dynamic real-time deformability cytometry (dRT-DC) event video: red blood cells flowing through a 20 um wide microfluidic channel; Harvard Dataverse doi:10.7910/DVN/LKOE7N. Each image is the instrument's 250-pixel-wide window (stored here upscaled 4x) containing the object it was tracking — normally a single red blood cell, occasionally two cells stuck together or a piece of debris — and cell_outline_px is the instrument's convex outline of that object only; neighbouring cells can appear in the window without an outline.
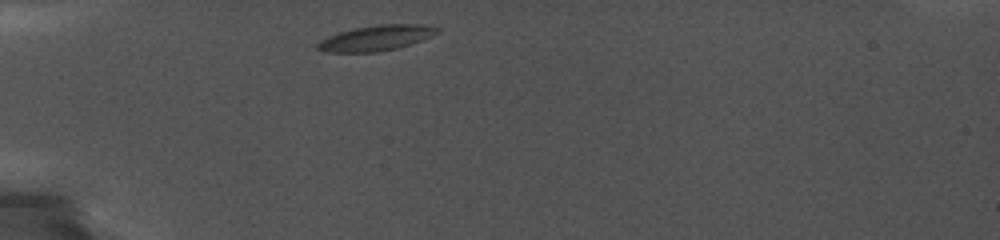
{"species": "common noctule bat (a hibernating species)", "species_latin": "Nyctalus noctula", "temperature_condition": "cold", "stored_images_in_passage": 33, "camera_frame_rate_fps": 5000, "um_per_image_px": 0.085, "animal": {"sex": "female", "body_mass_g": 19.0, "forearm_length_mm": 56.7}, "frame": {"image": 1, "passage_image": 1, "time_ms": 0.0, "image_size_px": [1000, 240], "cell_outline_px": [[440, 32], [432, 36], [396, 48], [376, 52], [324, 52], [316, 48], [316, 44], [320, 40], [328, 36], [352, 28], [380, 24], [424, 24], [440, 28]], "centroid_in_image_um": [31.96, 3.22], "position_along_channel_um": 53.0, "area_um2": 17.69}}
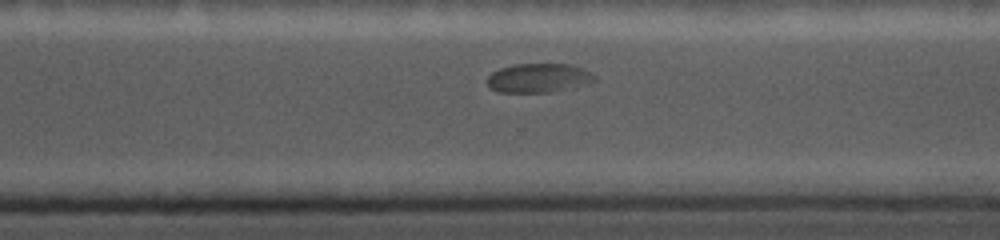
{"frame": {"image": 2, "passage_image": 22, "time_ms": 8.2, "image_size_px": [1000, 240], "cell_outline_px": [[596, 80], [588, 84], [548, 92], [500, 92], [488, 88], [488, 76], [492, 72], [500, 68], [516, 64], [568, 64], [584, 68], [596, 76]], "centroid_in_image_um": [45.78, 6.62], "position_along_channel_um": 324.8, "area_um2": 18.15}}
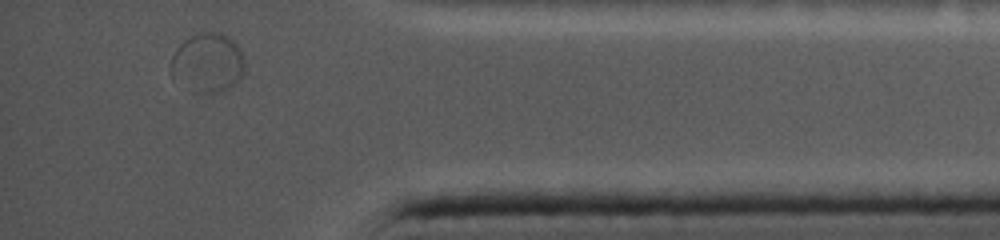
{"frame": {"image": 3, "passage_image": 31, "time_ms": 11.0, "image_size_px": [1000, 240], "cell_outline_px": [[244, 72], [240, 80], [236, 84], [224, 92], [192, 92], [172, 76], [168, 72], [172, 56], [176, 48], [184, 40], [200, 32], [220, 32], [228, 36], [240, 48], [244, 56]], "centroid_in_image_um": [17.66, 5.35], "position_along_channel_um": 417.5, "area_um2": 25.95}}